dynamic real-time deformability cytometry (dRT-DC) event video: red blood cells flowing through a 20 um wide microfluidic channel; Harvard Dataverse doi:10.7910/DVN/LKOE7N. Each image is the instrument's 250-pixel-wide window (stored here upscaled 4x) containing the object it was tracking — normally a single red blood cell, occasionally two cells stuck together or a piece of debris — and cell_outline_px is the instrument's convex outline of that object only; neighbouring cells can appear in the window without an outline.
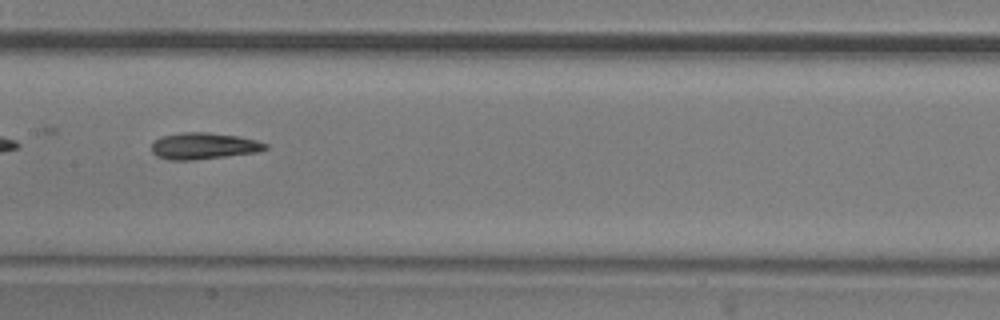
{"species": "common noctule bat (a hibernating species)", "species_latin": "Nyctalus noctula", "temperature_condition": "room temperature", "stored_images_in_passage": 37, "camera_frame_rate_fps": 3000, "um_per_image_px": 0.085, "animal": {"sex": "male", "body_mass_g": 20.5, "forearm_length_mm": 52.5}, "frame": {"image": 1, "passage_image": 11, "time_ms": 3.333, "image_size_px": [1000, 320], "cell_outline_px": [[268, 148], [256, 152], [192, 160], [168, 160], [156, 156], [152, 152], [152, 144], [160, 136], [180, 132], [208, 132], [236, 136], [256, 140], [268, 144]], "centroid_in_image_um": [17.27, 12.4], "position_along_channel_um": 190.1, "area_um2": 17.51}, "authors_computed_cell_mechanics": {"area_um2": 17.6868, "velocity_mm_per_s": 3.8073, "shape_relaxation_time_tau1_ms": 4.9466, "shape_relaxation_time_tau2_ms": 3.404, "deformation_change_tau1": 0.1444, "deformation_change_tau2": 0.116}}